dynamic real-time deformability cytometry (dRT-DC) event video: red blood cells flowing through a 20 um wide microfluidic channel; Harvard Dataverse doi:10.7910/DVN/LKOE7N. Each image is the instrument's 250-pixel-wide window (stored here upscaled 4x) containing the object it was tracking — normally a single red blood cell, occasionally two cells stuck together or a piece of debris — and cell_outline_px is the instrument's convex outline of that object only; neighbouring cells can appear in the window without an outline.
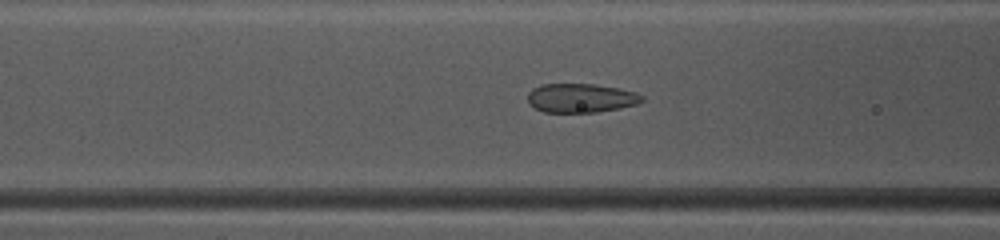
{"species": "common noctule bat (a hibernating species)", "species_latin": "Nyctalus noctula", "temperature_condition": "warm", "stored_images_in_passage": 30, "camera_frame_rate_fps": 3000, "um_per_image_px": 0.085, "animal": {"sex": "female", "body_mass_g": 10.0, "forearm_length_mm": 53.1}, "frame": {"image": 1, "passage_image": 7, "time_ms": 2.0, "image_size_px": [1000, 240], "cell_outline_px": [[644, 100], [636, 104], [620, 108], [596, 112], [544, 112], [528, 104], [528, 92], [532, 88], [540, 84], [596, 84], [636, 92], [644, 96]], "centroid_in_image_um": [49.35, 8.33], "position_along_channel_um": 117.2, "area_um2": 19.36}}
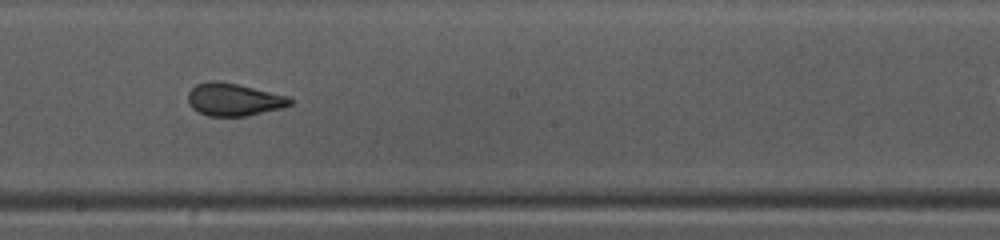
{"frame": {"image": 2, "passage_image": 15, "time_ms": 4.667, "image_size_px": [1000, 240], "cell_outline_px": [[292, 104], [280, 108], [248, 116], [208, 116], [192, 108], [188, 104], [188, 92], [196, 84], [208, 80], [216, 80], [236, 84], [288, 96], [292, 100]], "centroid_in_image_um": [19.83, 8.46], "position_along_channel_um": 228.4, "area_um2": 19.31}}
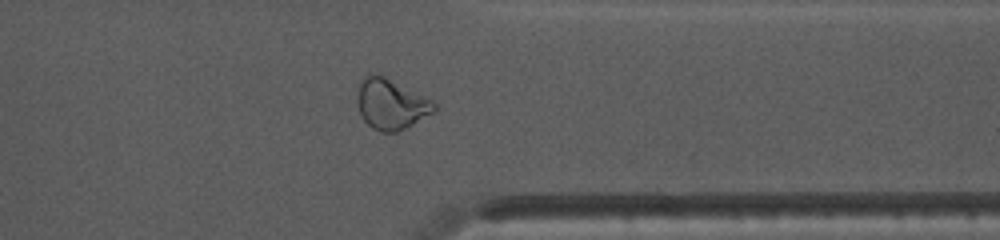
{"frame": {"image": 3, "passage_image": 26, "time_ms": 8.333, "image_size_px": [1000, 240], "cell_outline_px": [[436, 112], [396, 132], [380, 132], [372, 128], [364, 120], [356, 104], [356, 96], [360, 80], [368, 72], [376, 72], [432, 100], [436, 104]], "centroid_in_image_um": [33.2, 8.82], "position_along_channel_um": 378.2, "area_um2": 22.83}}